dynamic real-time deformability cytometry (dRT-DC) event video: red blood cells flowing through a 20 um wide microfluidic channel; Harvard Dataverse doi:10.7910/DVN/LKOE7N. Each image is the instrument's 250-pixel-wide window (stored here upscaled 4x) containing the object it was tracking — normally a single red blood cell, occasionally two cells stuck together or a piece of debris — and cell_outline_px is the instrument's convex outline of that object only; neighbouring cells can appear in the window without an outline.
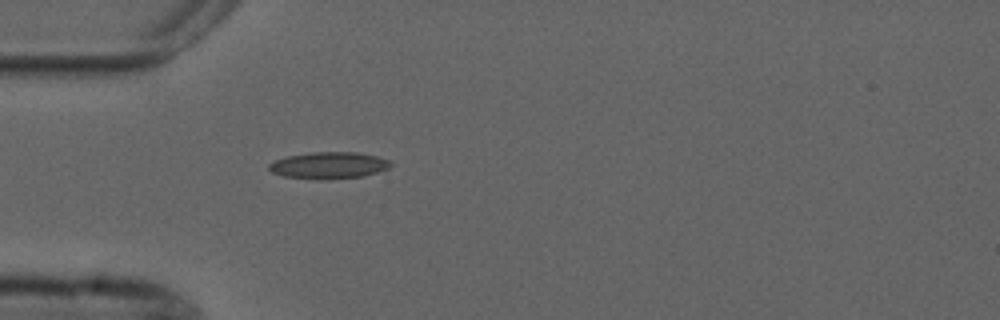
{"species": "common noctule bat (a hibernating species)", "species_latin": "Nyctalus noctula", "temperature_condition": "cold", "stored_images_in_passage": 4, "camera_frame_rate_fps": 3000, "um_per_image_px": 0.085, "animal": {"sex": "male", "forearm_length_mm": 52.5}, "frame": {"image": 1, "passage_image": 4, "time_ms": 3.667, "image_size_px": [1000, 320], "cell_outline_px": [[392, 164], [388, 168], [364, 176], [284, 176], [272, 172], [268, 168], [268, 164], [276, 160], [288, 156], [312, 152], [356, 152], [376, 156], [388, 160]], "centroid_in_image_um": [27.97, 13.99], "position_along_channel_um": 57.0, "area_um2": 17.63}}